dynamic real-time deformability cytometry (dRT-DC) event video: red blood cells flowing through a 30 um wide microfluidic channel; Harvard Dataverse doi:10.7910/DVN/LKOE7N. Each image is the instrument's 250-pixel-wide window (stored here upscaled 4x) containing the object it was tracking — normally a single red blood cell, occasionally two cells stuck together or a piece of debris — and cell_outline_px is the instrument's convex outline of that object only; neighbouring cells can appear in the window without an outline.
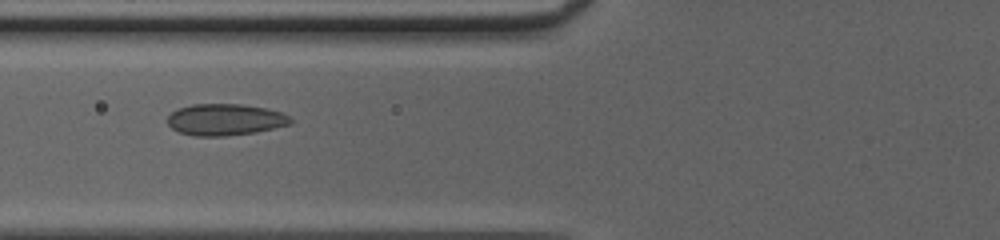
{"species": "common noctule bat (a hibernating species)", "species_latin": "Nyctalus noctula", "temperature_condition": "cold", "stored_images_in_passage": 20, "camera_frame_rate_fps": 3000, "um_per_image_px": 0.085, "animal": {"sex": "female", "body_mass_g": 20.0, "forearm_length_mm": 54.0}, "frame": {"image": 1, "passage_image": 3, "time_ms": 0.667, "image_size_px": [1000, 240], "cell_outline_px": [[292, 124], [256, 132], [224, 136], [196, 136], [180, 132], [172, 128], [168, 124], [168, 116], [172, 112], [180, 108], [192, 104], [240, 104], [264, 108], [280, 112], [288, 116], [292, 120]], "centroid_in_image_um": [19.14, 10.17], "position_along_channel_um": 106.7, "area_um2": 22.43}}
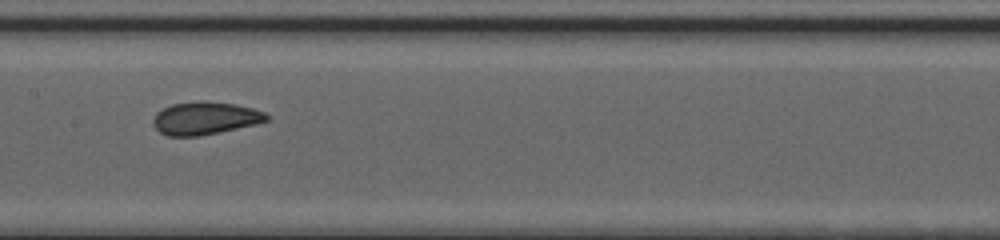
{"frame": {"image": 2, "passage_image": 9, "time_ms": 2.667, "image_size_px": [1000, 240], "cell_outline_px": [[268, 120], [256, 124], [200, 136], [168, 136], [160, 132], [152, 124], [152, 120], [156, 112], [172, 104], [200, 100], [204, 100], [236, 104], [252, 108], [264, 112], [268, 116]], "centroid_in_image_um": [17.41, 10.04], "position_along_channel_um": 190.0, "area_um2": 21.73}}
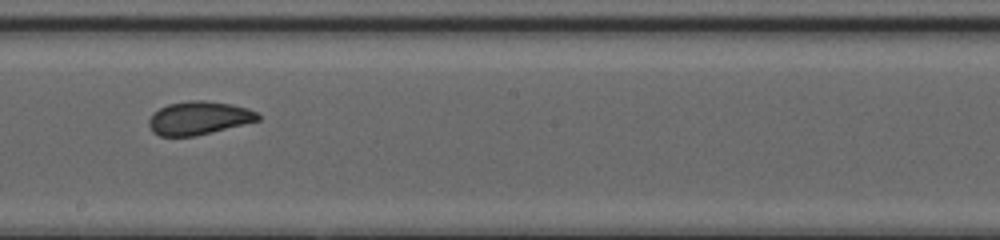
{"frame": {"image": 3, "passage_image": 12, "time_ms": 3.667, "image_size_px": [1000, 240], "cell_outline_px": [[260, 120], [192, 136], [160, 136], [152, 132], [148, 124], [148, 120], [160, 108], [168, 104], [188, 100], [204, 100], [232, 104], [248, 108], [256, 112], [260, 116]], "centroid_in_image_um": [16.89, 10.02], "position_along_channel_um": 231.3, "area_um2": 20.92}}